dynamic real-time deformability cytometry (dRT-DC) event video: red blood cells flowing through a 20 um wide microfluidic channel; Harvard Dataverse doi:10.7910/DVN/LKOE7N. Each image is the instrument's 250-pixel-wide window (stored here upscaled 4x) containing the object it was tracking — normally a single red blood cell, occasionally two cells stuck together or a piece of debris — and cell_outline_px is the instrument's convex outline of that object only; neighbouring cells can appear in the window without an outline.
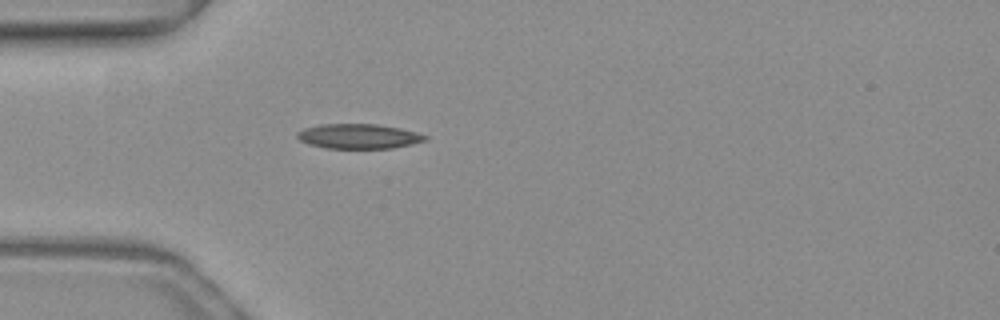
{"species": "common noctule bat (a hibernating species)", "species_latin": "Nyctalus noctula", "temperature_condition": "warm", "stored_images_in_passage": 38, "camera_frame_rate_fps": 3000, "um_per_image_px": 0.085, "animal": {"sex": "female", "body_mass_g": 19.3, "forearm_length_mm": 54.1}, "frame": {"image": 1, "passage_image": 1, "time_ms": 0.0, "image_size_px": [1000, 320], "cell_outline_px": [[428, 140], [392, 148], [324, 148], [308, 144], [300, 140], [296, 136], [296, 132], [304, 128], [320, 124], [376, 124], [400, 128], [416, 132], [428, 136]], "centroid_in_image_um": [30.46, 11.58], "position_along_channel_um": 54.5, "area_um2": 18.5}}
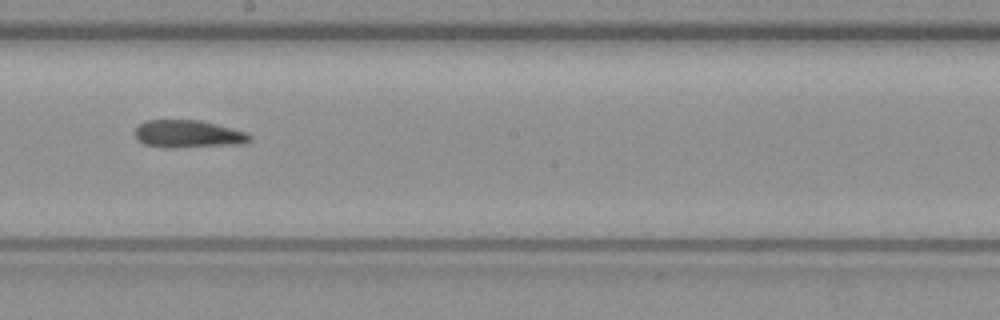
{"frame": {"image": 2, "passage_image": 15, "time_ms": 4.667, "image_size_px": [1000, 320], "cell_outline_px": [[252, 140], [244, 144], [172, 148], [164, 148], [144, 144], [136, 140], [136, 128], [144, 120], [200, 120], [232, 128], [244, 132], [252, 136]], "centroid_in_image_um": [15.99, 11.4], "position_along_channel_um": 232.2, "area_um2": 18.61}}
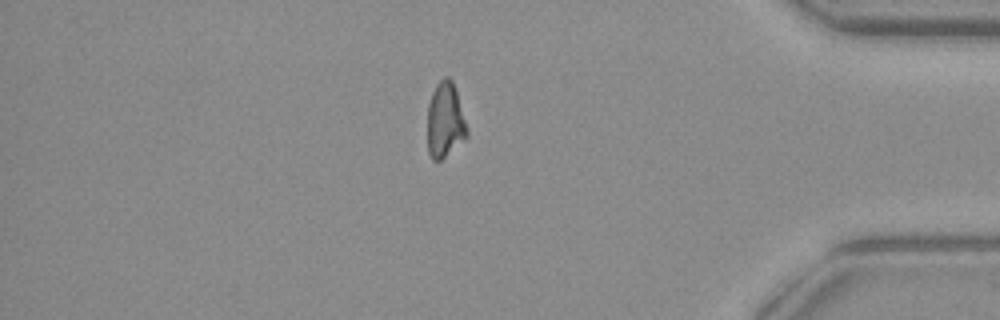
{"frame": {"image": 3, "passage_image": 30, "time_ms": 9.667, "image_size_px": [1000, 320], "cell_outline_px": [[468, 136], [440, 160], [432, 160], [428, 152], [428, 104], [432, 92], [436, 84], [444, 76], [448, 76], [452, 80], [468, 128]], "centroid_in_image_um": [37.83, 10.21], "position_along_channel_um": 397.4, "area_um2": 17.22}}